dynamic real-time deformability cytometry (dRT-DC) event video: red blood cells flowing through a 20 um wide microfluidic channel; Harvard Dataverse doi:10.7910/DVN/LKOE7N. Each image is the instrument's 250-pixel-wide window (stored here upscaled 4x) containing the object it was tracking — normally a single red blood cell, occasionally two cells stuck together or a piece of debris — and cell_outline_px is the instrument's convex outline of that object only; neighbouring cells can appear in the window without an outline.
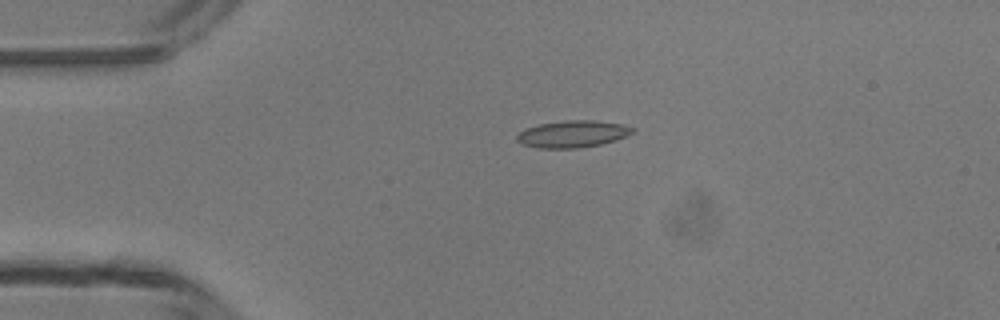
{"species": "common noctule bat (a hibernating species)", "species_latin": "Nyctalus noctula", "temperature_condition": "room temperature", "stored_images_in_passage": 1, "camera_frame_rate_fps": 3000, "um_per_image_px": 0.085, "animal": {"sex": "male", "body_mass_g": 13.3}, "frame": {"image": 1, "passage_image": 1, "time_ms": 0.0, "image_size_px": [1000, 320], "cell_outline_px": [[636, 132], [616, 140], [600, 144], [576, 148], [536, 148], [520, 144], [516, 140], [516, 136], [520, 132], [528, 128], [540, 124], [564, 120], [592, 120], [620, 124], [636, 128]], "centroid_in_image_um": [48.68, 11.39], "position_along_channel_um": 36.3, "area_um2": 18.15}}